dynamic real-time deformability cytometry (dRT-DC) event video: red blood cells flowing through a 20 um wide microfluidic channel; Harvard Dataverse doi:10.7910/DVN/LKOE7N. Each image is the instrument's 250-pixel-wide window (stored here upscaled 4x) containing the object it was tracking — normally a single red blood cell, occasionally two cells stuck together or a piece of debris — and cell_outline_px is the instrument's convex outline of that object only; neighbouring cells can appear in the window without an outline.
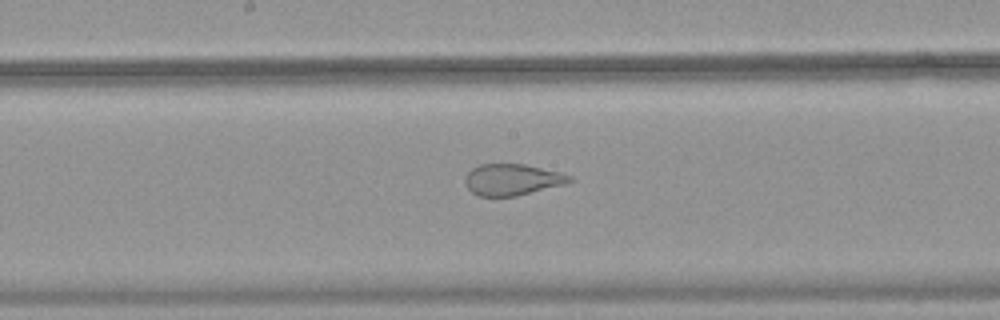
{"species": "common noctule bat (a hibernating species)", "species_latin": "Nyctalus noctula", "temperature_condition": "warm", "stored_images_in_passage": 47, "camera_frame_rate_fps": 3000, "um_per_image_px": 0.085, "animal": {"sex": "female", "body_mass_g": 18.4}, "frame": {"image": 1, "passage_image": 23, "time_ms": 7.333, "image_size_px": [1000, 320], "cell_outline_px": [[572, 180], [564, 184], [516, 196], [480, 196], [472, 192], [464, 184], [464, 176], [472, 168], [480, 164], [524, 164], [560, 172], [572, 176]], "centroid_in_image_um": [43.5, 15.26], "position_along_channel_um": 204.7, "area_um2": 19.02}}
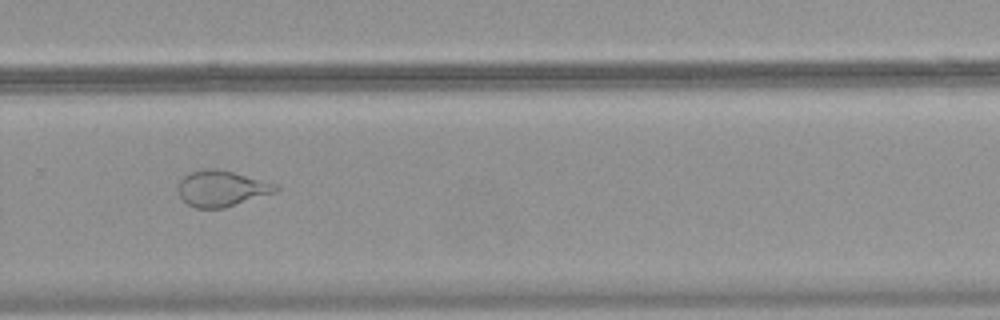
{"frame": {"image": 2, "passage_image": 31, "time_ms": 10.0, "image_size_px": [1000, 320], "cell_outline_px": [[280, 188], [276, 192], [224, 208], [196, 208], [188, 204], [180, 196], [176, 188], [180, 180], [188, 172], [204, 168], [216, 168], [280, 184]], "centroid_in_image_um": [18.84, 16.01], "position_along_channel_um": 311.0, "area_um2": 20.63}}
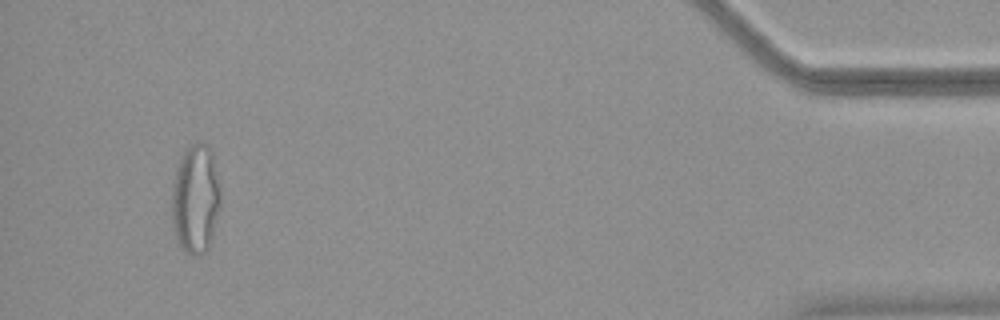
{"frame": {"image": 3, "passage_image": 44, "time_ms": 14.333, "image_size_px": [1000, 320], "cell_outline_px": [[220, 204], [212, 236], [208, 248], [200, 256], [196, 256], [184, 252], [176, 236], [172, 220], [172, 192], [176, 168], [180, 156], [192, 144], [208, 144], [212, 152], [220, 180]], "centroid_in_image_um": [16.64, 16.91], "position_along_channel_um": 418.6, "area_um2": 30.98}}